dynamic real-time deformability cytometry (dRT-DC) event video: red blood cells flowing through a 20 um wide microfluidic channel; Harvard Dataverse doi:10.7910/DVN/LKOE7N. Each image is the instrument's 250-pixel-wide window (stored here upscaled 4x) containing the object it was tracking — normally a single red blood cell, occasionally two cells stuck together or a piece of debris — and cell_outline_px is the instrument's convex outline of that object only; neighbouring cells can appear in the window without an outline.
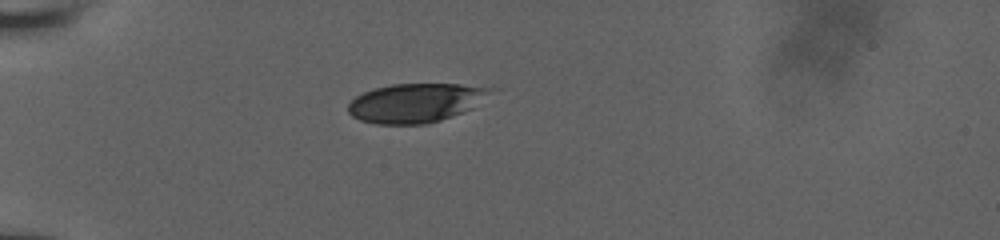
{"species": "human", "species_latin": "Homo sapiens", "temperature_condition": "room temperature", "stored_images_in_passage": 8, "camera_frame_rate_fps": 3000, "um_per_image_px": 0.085, "donor": {"sex": "male"}, "frame": {"image": 1, "passage_image": 1, "time_ms": 0.0, "image_size_px": [1000, 240], "cell_outline_px": [[500, 88], [472, 108], [464, 112], [428, 124], [376, 124], [360, 120], [352, 116], [348, 112], [348, 104], [356, 96], [364, 92], [376, 88], [392, 84], [460, 84]], "centroid_in_image_um": [35.39, 8.74], "position_along_channel_um": 49.6, "area_um2": 32.6}}
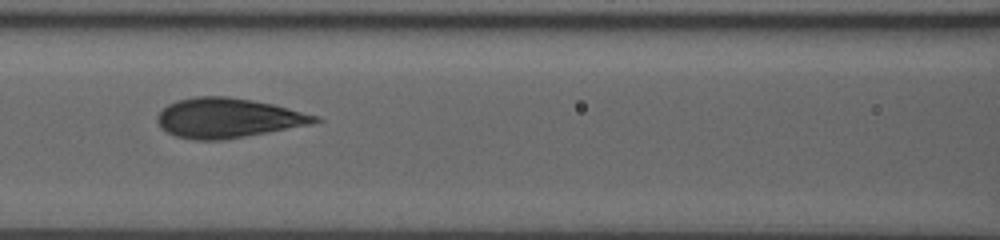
{"frame": {"image": 2, "passage_image": 6, "time_ms": 3.333, "image_size_px": [1000, 240], "cell_outline_px": [[324, 120], [312, 124], [224, 140], [196, 140], [176, 136], [160, 128], [156, 120], [156, 116], [168, 104], [176, 100], [196, 96], [228, 96], [252, 100], [272, 104], [320, 116]], "centroid_in_image_um": [19.37, 10.02], "position_along_channel_um": 147.2, "area_um2": 36.53}}
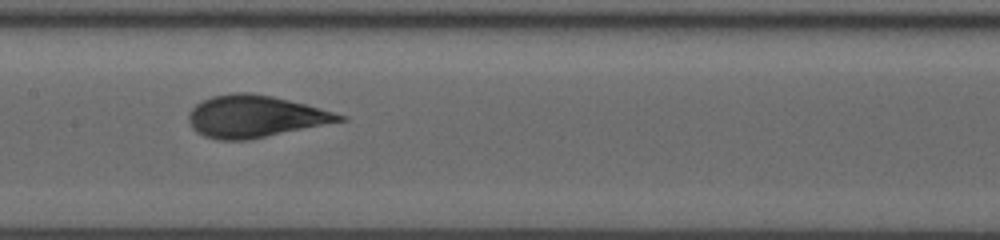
{"frame": {"image": 3, "passage_image": 7, "time_ms": 4.333, "image_size_px": [1000, 240], "cell_outline_px": [[348, 120], [248, 140], [220, 140], [204, 136], [196, 132], [192, 128], [188, 120], [188, 112], [196, 104], [212, 96], [232, 92], [248, 92], [272, 96], [304, 104], [348, 116]], "centroid_in_image_um": [21.67, 9.9], "position_along_channel_um": 185.7, "area_um2": 36.88}}